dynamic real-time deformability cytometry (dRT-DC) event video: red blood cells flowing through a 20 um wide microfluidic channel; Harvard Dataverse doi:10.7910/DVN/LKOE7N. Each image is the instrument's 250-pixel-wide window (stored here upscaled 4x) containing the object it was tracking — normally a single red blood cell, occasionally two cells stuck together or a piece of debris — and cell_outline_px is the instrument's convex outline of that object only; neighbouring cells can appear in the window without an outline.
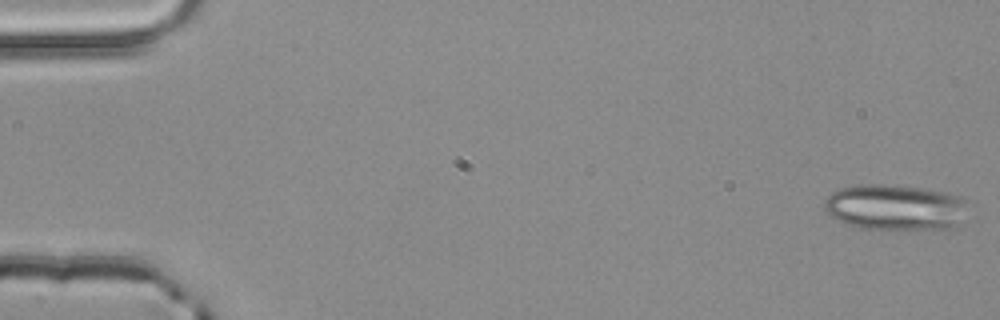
{"species": "common noctule bat (a hibernating species)", "species_latin": "Nyctalus noctula", "temperature_condition": "room temperature", "stored_images_in_passage": 3, "camera_frame_rate_fps": 3000, "um_per_image_px": 0.085, "animal": {"sex": "male", "body_mass_g": 20.4}, "frame": {"image": 1, "passage_image": 3, "time_ms": 0.667, "image_size_px": [1000, 320], "cell_outline_px": [[964, 200], [960, 224], [952, 228], [860, 228], [848, 224], [832, 216], [824, 208], [824, 200], [832, 192], [840, 188], [860, 184], [884, 184], [920, 188], [944, 192], [960, 196]], "centroid_in_image_um": [76.03, 17.6], "position_along_channel_um": 9.0, "area_um2": 37.45}}